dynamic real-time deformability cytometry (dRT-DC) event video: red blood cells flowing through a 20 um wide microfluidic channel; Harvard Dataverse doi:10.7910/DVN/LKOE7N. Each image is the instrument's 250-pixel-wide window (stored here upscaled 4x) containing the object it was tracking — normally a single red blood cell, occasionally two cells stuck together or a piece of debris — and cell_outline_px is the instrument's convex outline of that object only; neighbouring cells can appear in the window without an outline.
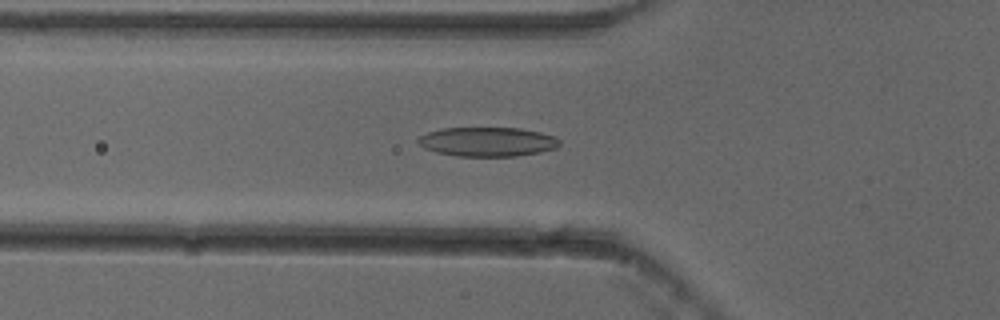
{"species": "common noctule bat (a hibernating species)", "species_latin": "Nyctalus noctula", "temperature_condition": "cold", "stored_images_in_passage": 52, "camera_frame_rate_fps": 3000, "um_per_image_px": 0.085, "animal": {"sex": "female"}, "frame": {"image": 1, "passage_image": 18, "time_ms": 5.667, "image_size_px": [1000, 320], "cell_outline_px": [[560, 144], [556, 148], [540, 152], [516, 156], [456, 156], [436, 152], [424, 148], [416, 140], [420, 136], [428, 132], [440, 128], [520, 128], [540, 132], [556, 136], [560, 140]], "centroid_in_image_um": [41.45, 12.05], "position_along_channel_um": 84.4, "area_um2": 24.22}}
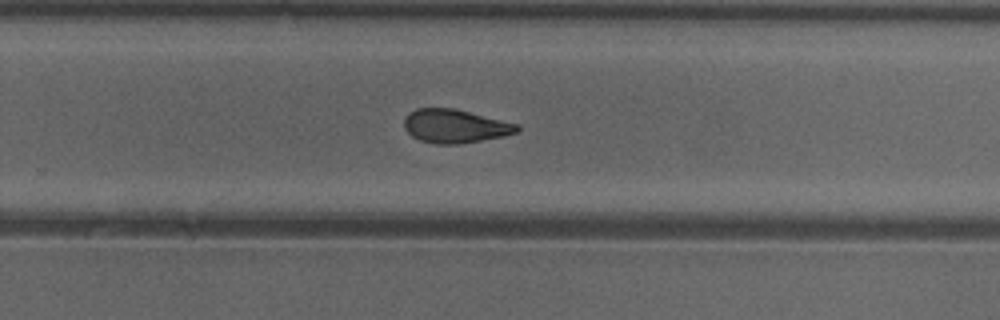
{"frame": {"image": 2, "passage_image": 34, "time_ms": 11.0, "image_size_px": [1000, 320], "cell_outline_px": [[520, 128], [516, 132], [504, 136], [460, 144], [436, 144], [420, 140], [412, 136], [404, 128], [404, 120], [408, 112], [416, 108], [452, 108], [520, 124]], "centroid_in_image_um": [38.67, 10.72], "position_along_channel_um": 291.1, "area_um2": 22.08}}
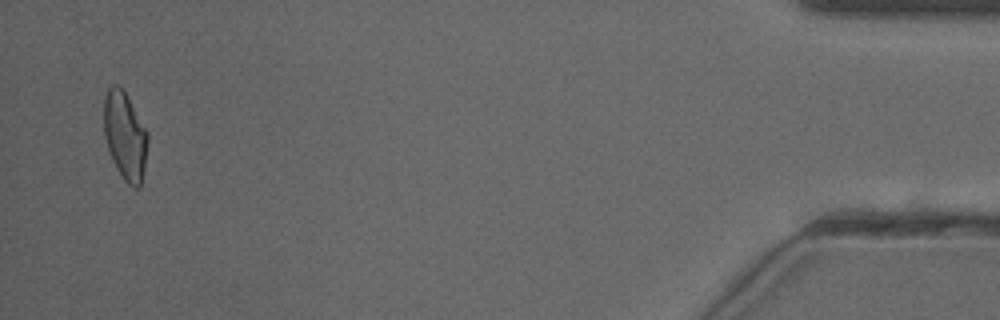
{"frame": {"image": 3, "passage_image": 51, "time_ms": 16.667, "image_size_px": [1000, 320], "cell_outline_px": [[148, 144], [144, 168], [140, 188], [136, 188], [128, 184], [124, 180], [116, 168], [112, 160], [104, 136], [104, 96], [108, 88], [112, 84], [116, 84], [124, 92], [148, 132]], "centroid_in_image_um": [10.62, 11.57], "position_along_channel_um": 424.6, "area_um2": 22.37}, "authors_computed_cell_mechanics": {"area_um2": 23.0911, "velocity_mm_per_s": 3.8601, "shape_relaxation_time_tau1_ms": 7.4015, "shape_relaxation_time_tau2_ms": 2.5071, "deformation_change_tau1": 0.1942, "deformation_change_tau2": 0.095}}